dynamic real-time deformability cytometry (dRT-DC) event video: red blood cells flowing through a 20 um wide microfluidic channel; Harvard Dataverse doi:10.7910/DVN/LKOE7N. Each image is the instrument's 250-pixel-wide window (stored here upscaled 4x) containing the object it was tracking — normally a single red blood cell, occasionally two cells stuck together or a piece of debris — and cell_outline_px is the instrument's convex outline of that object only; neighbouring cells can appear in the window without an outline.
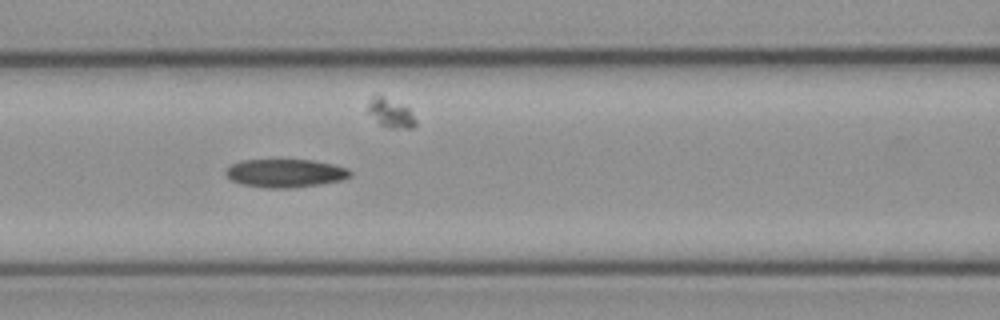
{"species": "common noctule bat (a hibernating species)", "species_latin": "Nyctalus noctula", "temperature_condition": "cold", "stored_images_in_passage": 54, "segment_of_instrument_passage": [1, 2], "camera_frame_rate_fps": 3000, "um_per_image_px": 0.085, "animal": {"sex": "female", "body_mass_g": 21.9}, "frame": {"image": 1, "passage_image": 22, "time_ms": 7.0, "image_size_px": [1000, 320], "cell_outline_px": [[352, 176], [344, 180], [320, 184], [292, 188], [264, 188], [240, 184], [232, 180], [224, 172], [232, 164], [240, 160], [312, 160], [332, 164], [348, 168], [352, 172]], "centroid_in_image_um": [24.28, 14.73], "position_along_channel_um": 142.3, "area_um2": 20.63}}
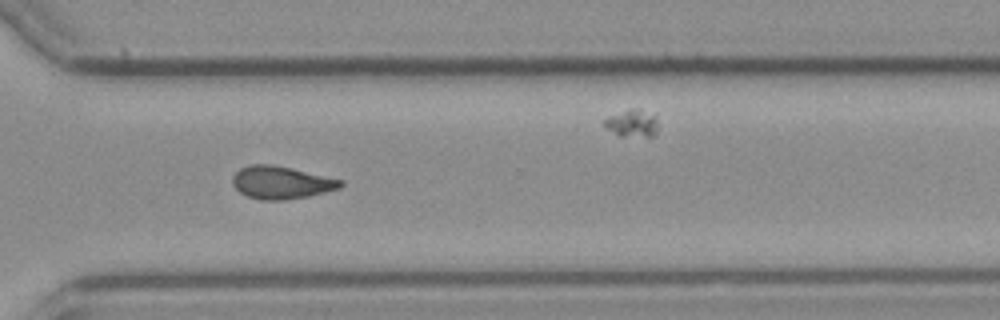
{"frame": {"image": 2, "passage_image": 38, "time_ms": 12.333, "image_size_px": [1000, 320], "cell_outline_px": [[344, 184], [340, 188], [308, 196], [284, 200], [260, 200], [248, 196], [240, 192], [232, 184], [232, 176], [240, 168], [248, 164], [272, 164], [292, 168], [344, 180]], "centroid_in_image_um": [23.9, 15.5], "position_along_channel_um": 346.7, "area_um2": 20.69}}
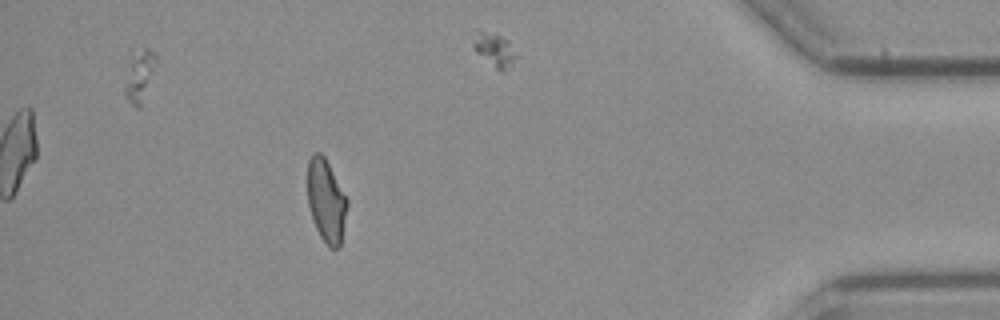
{"frame": {"image": 3, "passage_image": 47, "time_ms": 15.333, "image_size_px": [1000, 320], "cell_outline_px": [[348, 204], [340, 244], [336, 248], [328, 248], [320, 236], [316, 228], [308, 204], [308, 160], [312, 152], [320, 152], [324, 156], [348, 200]], "centroid_in_image_um": [27.72, 17.05], "position_along_channel_um": 407.5, "area_um2": 18.96}}